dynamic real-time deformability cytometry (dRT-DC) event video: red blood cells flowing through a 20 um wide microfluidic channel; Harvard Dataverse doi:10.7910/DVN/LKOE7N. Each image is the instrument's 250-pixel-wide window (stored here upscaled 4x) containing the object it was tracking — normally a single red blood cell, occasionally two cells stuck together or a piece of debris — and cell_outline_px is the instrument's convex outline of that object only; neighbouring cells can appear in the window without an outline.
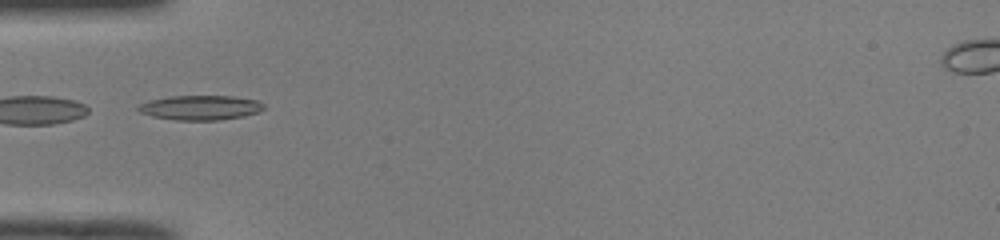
{"species": "common noctule bat (a hibernating species)", "species_latin": "Nyctalus noctula", "temperature_condition": "room temperature", "stored_images_in_passage": 34, "camera_frame_rate_fps": 3000, "um_per_image_px": 0.085, "animal": {"sex": "male", "body_mass_g": 19.0, "forearm_length_mm": 50.8}, "frame": {"image": 1, "passage_image": 1, "time_ms": 0.0, "image_size_px": [1000, 240], "cell_outline_px": [[264, 108], [256, 112], [244, 116], [216, 120], [176, 120], [152, 116], [140, 112], [136, 108], [140, 104], [148, 100], [168, 96], [232, 96], [260, 100], [264, 104]], "centroid_in_image_um": [17.02, 9.14], "position_along_channel_um": 68.0, "area_um2": 18.03}, "authors_computed_cell_mechanics": {"area_um2": 16.762, "velocity_mm_per_s": 4.0324, "shape_relaxation_time_tau1_ms": 7.9882, "shape_relaxation_time_tau2_ms": 2.1491, "deformation_change_tau1": 0.2639, "deformation_change_tau2": 0.0877}}